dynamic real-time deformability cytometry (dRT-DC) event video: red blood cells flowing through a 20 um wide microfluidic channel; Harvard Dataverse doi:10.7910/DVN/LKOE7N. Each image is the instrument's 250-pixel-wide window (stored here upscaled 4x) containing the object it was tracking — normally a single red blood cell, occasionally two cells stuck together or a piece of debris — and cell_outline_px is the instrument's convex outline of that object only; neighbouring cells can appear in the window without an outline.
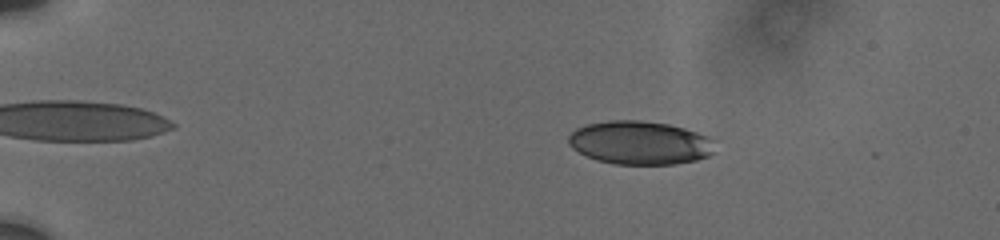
{"species": "human", "species_latin": "Homo sapiens", "temperature_condition": "cold", "stored_images_in_passage": 36, "camera_frame_rate_fps": 3000, "um_per_image_px": 0.085, "donor": {"sex": "male"}, "frame": {"image": 1, "passage_image": 7, "time_ms": 2.333, "image_size_px": [1000, 240], "cell_outline_px": [[712, 152], [708, 156], [696, 160], [676, 164], [616, 164], [596, 160], [572, 148], [568, 144], [568, 136], [576, 128], [588, 124], [608, 120], [640, 120], [668, 124], [684, 128], [708, 136], [712, 140]], "centroid_in_image_um": [54.36, 12.13], "position_along_channel_um": 30.6, "area_um2": 36.93}}
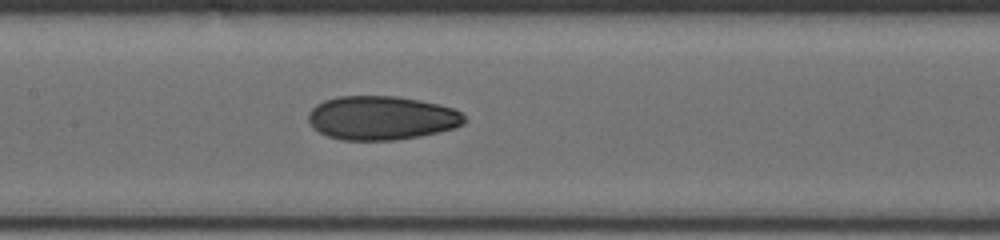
{"frame": {"image": 2, "passage_image": 24, "time_ms": 8.667, "image_size_px": [1000, 240], "cell_outline_px": [[468, 120], [464, 124], [456, 128], [420, 136], [396, 140], [340, 140], [328, 136], [312, 128], [308, 120], [308, 112], [316, 104], [324, 100], [336, 96], [396, 96], [440, 104], [452, 108], [460, 112]], "centroid_in_image_um": [32.43, 10.02], "position_along_channel_um": 175.0, "area_um2": 40.23}}
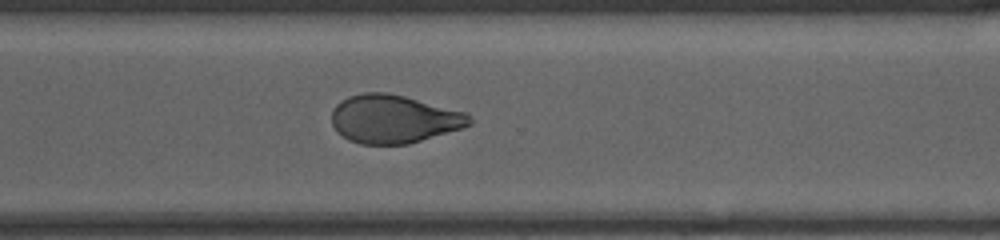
{"frame": {"image": 3, "passage_image": 36, "time_ms": 13.0, "image_size_px": [1000, 240], "cell_outline_px": [[472, 124], [460, 128], [408, 144], [360, 144], [348, 140], [336, 132], [332, 124], [332, 112], [336, 104], [340, 100], [348, 96], [364, 92], [384, 92], [404, 96], [468, 112], [472, 116]], "centroid_in_image_um": [33.45, 10.11], "position_along_channel_um": 337.1, "area_um2": 38.9}}